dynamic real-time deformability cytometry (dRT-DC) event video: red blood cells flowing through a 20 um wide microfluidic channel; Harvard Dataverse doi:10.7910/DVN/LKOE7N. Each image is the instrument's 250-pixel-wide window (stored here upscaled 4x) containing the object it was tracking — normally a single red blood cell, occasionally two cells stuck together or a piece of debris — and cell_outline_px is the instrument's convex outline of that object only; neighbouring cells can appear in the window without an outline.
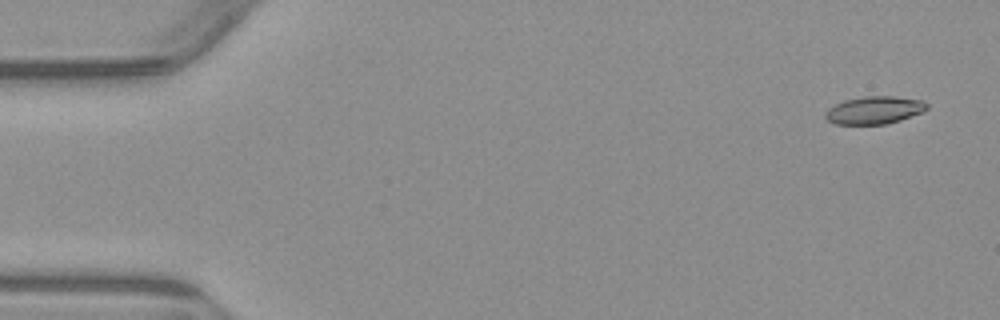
{"species": "common noctule bat (a hibernating species)", "species_latin": "Nyctalus noctula", "temperature_condition": "warm", "stored_images_in_passage": 7, "camera_frame_rate_fps": 3000, "um_per_image_px": 0.085, "animal": {"sex": "male", "body_mass_g": 23.1, "forearm_length_mm": 52.7}, "frame": {"image": 1, "passage_image": 1, "time_ms": 0.0, "image_size_px": [1000, 320], "cell_outline_px": [[928, 108], [924, 112], [900, 120], [884, 124], [836, 124], [828, 120], [824, 116], [824, 112], [828, 108], [844, 100], [864, 96], [892, 96], [924, 100], [928, 104]], "centroid_in_image_um": [74.34, 9.35], "position_along_channel_um": 10.7, "area_um2": 16.47}}
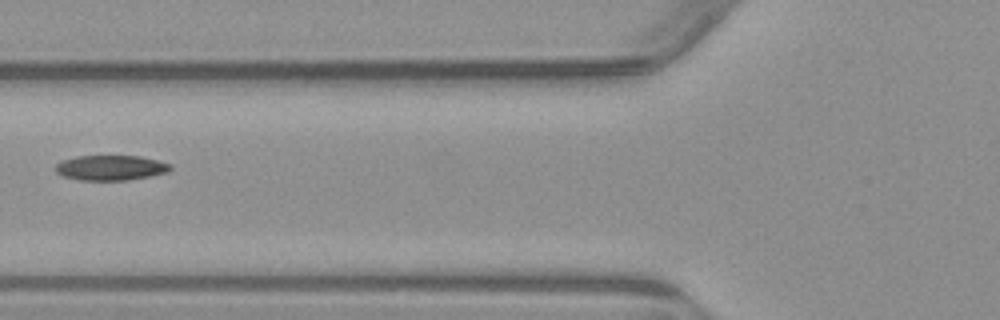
{"frame": {"image": 2, "passage_image": 6, "time_ms": 6.0, "image_size_px": [1000, 320], "cell_outline_px": [[172, 168], [168, 172], [128, 180], [80, 180], [64, 176], [56, 172], [56, 164], [64, 160], [76, 156], [140, 156], [172, 164]], "centroid_in_image_um": [9.43, 14.26], "position_along_channel_um": 116.4, "area_um2": 16.65}}
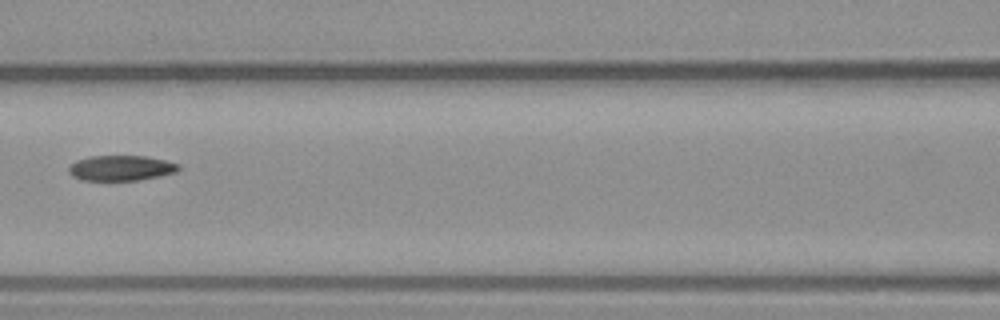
{"frame": {"image": 3, "passage_image": 7, "time_ms": 7.0, "image_size_px": [1000, 320], "cell_outline_px": [[180, 168], [176, 172], [160, 176], [140, 180], [80, 180], [72, 176], [68, 172], [68, 168], [76, 160], [88, 156], [148, 156], [180, 164]], "centroid_in_image_um": [10.28, 14.28], "position_along_channel_um": 156.3, "area_um2": 16.3}}